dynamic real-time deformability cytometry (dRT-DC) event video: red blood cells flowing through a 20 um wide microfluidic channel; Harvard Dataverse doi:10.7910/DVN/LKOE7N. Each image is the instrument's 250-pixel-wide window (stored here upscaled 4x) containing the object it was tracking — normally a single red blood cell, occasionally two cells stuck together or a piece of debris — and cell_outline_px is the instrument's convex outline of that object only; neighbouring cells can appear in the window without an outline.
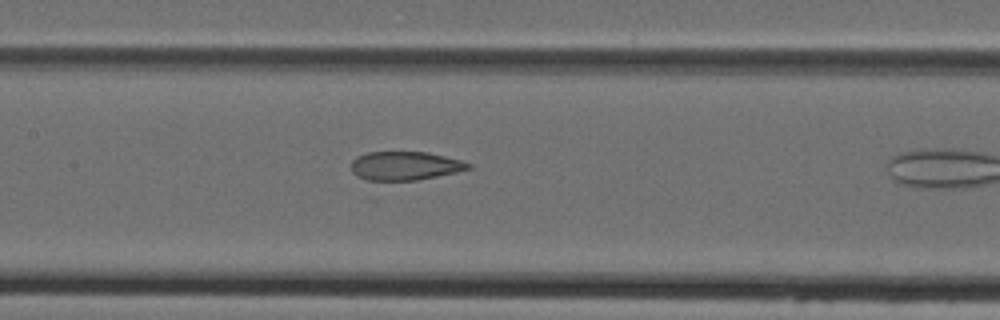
{"species": "Egyptian fruit bat (a non-hibernating species)", "species_latin": "Rousettus aegyptiacus", "temperature_condition": "cold", "stored_images_in_passage": 7, "camera_frame_rate_fps": 3000, "um_per_image_px": 0.085, "animal": {"sex": "female"}, "frame": {"image": 1, "passage_image": 6, "time_ms": 7.333, "image_size_px": [1000, 320], "cell_outline_px": [[472, 168], [456, 172], [416, 180], [368, 180], [356, 176], [352, 172], [352, 160], [356, 156], [368, 152], [428, 152], [460, 160], [472, 164]], "centroid_in_image_um": [34.41, 14.09], "position_along_channel_um": 173.0, "area_um2": 19.48}}